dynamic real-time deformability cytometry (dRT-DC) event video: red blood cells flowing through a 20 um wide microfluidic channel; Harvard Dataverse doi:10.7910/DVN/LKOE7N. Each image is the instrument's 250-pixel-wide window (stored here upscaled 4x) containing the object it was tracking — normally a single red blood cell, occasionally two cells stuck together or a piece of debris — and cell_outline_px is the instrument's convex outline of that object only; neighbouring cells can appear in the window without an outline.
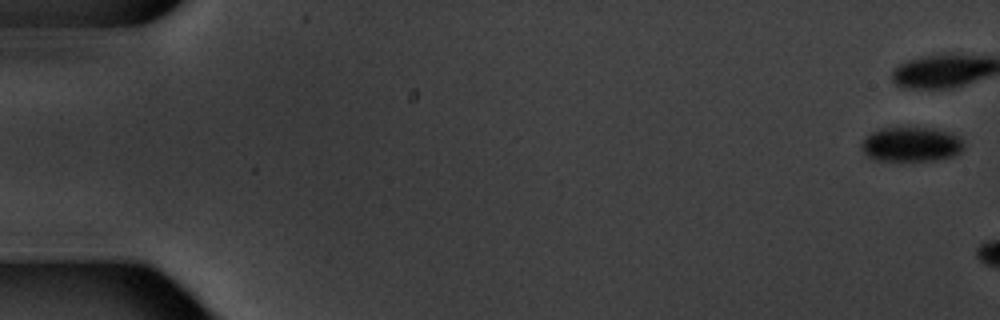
{"species": "common noctule bat (a hibernating species)", "species_latin": "Nyctalus noctula", "temperature_condition": "warm", "stored_images_in_passage": 3, "camera_frame_rate_fps": 3000, "um_per_image_px": 0.085, "animal": {"sex": "male", "body_mass_g": 20.1, "forearm_length_mm": 53.5}, "frame": {"image": 1, "passage_image": 1, "time_ms": 0.0, "image_size_px": [1000, 320], "cell_outline_px": [[964, 148], [960, 152], [952, 156], [940, 160], [900, 164], [876, 160], [868, 156], [860, 148], [860, 144], [872, 132], [880, 128], [932, 128], [952, 132], [960, 136], [964, 140]], "centroid_in_image_um": [77.48, 12.32], "position_along_channel_um": 7.5, "area_um2": 21.68}}